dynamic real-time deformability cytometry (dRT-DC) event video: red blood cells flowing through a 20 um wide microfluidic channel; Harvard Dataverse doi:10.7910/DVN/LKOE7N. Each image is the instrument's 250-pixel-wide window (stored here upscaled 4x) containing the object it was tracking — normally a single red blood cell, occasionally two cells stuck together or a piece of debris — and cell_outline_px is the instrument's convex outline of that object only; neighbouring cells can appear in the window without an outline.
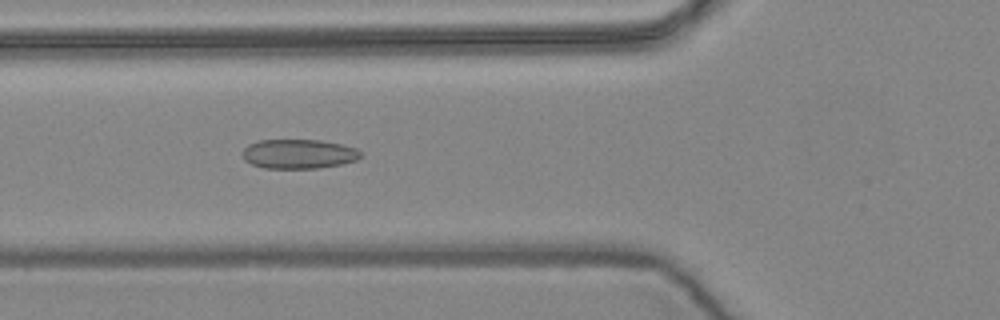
{"species": "common noctule bat (a hibernating species)", "species_latin": "Nyctalus noctula", "temperature_condition": "warm", "stored_images_in_passage": 57, "camera_frame_rate_fps": 3000, "um_per_image_px": 0.085, "animal": {"sex": "female", "body_mass_g": 24.6, "forearm_length_mm": 56.2}, "frame": {"image": 1, "passage_image": 21, "time_ms": 6.667, "image_size_px": [1000, 320], "cell_outline_px": [[360, 156], [356, 160], [340, 164], [316, 168], [264, 168], [252, 164], [244, 160], [240, 152], [248, 144], [260, 140], [320, 140], [340, 144], [356, 148], [360, 152]], "centroid_in_image_um": [25.32, 13.08], "position_along_channel_um": 100.5, "area_um2": 20.17}}
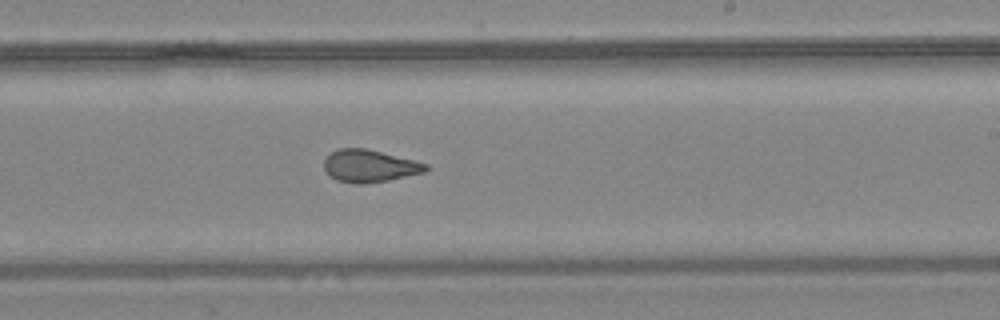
{"frame": {"image": 2, "passage_image": 34, "time_ms": 11.0, "image_size_px": [1000, 320], "cell_outline_px": [[428, 168], [424, 172], [388, 180], [364, 184], [356, 184], [336, 180], [328, 176], [324, 168], [324, 160], [332, 152], [340, 148], [364, 148], [428, 164]], "centroid_in_image_um": [31.36, 14.12], "position_along_channel_um": 257.6, "area_um2": 18.96}}
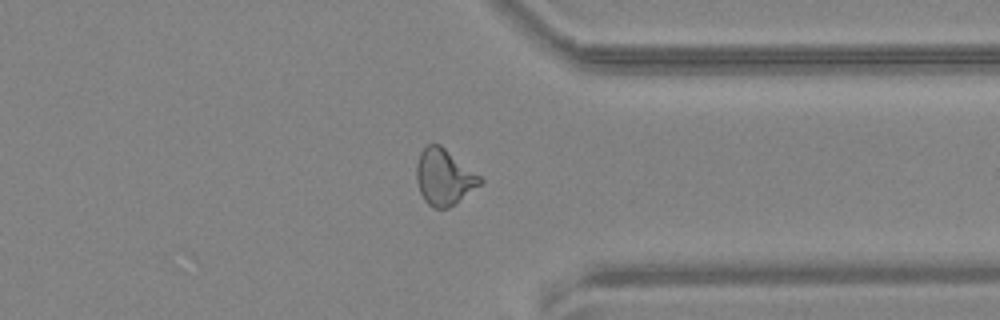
{"frame": {"image": 3, "passage_image": 44, "time_ms": 14.333, "image_size_px": [1000, 320], "cell_outline_px": [[484, 180], [480, 184], [448, 208], [432, 208], [424, 200], [420, 192], [416, 180], [416, 164], [420, 152], [428, 144], [440, 144], [480, 176]], "centroid_in_image_um": [37.7, 15.04], "position_along_channel_um": 373.7, "area_um2": 20.46}, "authors_computed_cell_mechanics": {"area_um2": 20.519, "velocity_mm_per_s": 3.6187, "shape_relaxation_time_tau1_ms": null, "shape_relaxation_time_tau2_ms": 1.9191, "deformation_change_tau1": null, "deformation_change_tau2": 0.0938}}